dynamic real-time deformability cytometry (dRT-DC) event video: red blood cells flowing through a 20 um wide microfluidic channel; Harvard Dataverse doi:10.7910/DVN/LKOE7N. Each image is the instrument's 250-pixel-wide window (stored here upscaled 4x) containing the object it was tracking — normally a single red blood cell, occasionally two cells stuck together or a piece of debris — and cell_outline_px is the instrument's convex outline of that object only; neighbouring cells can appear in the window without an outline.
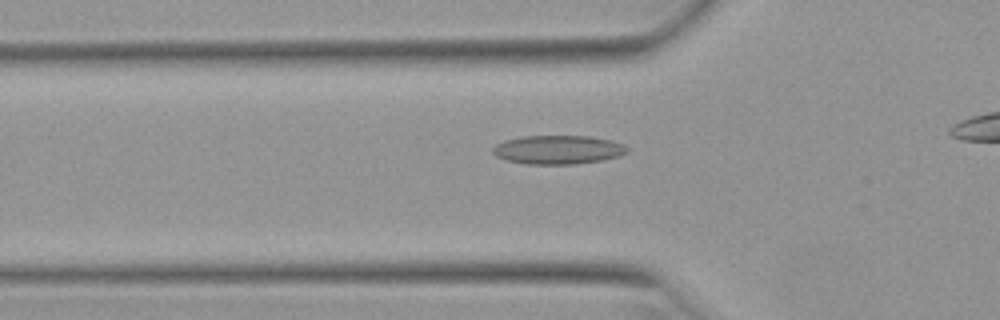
{"species": "Egyptian fruit bat (a non-hibernating species)", "species_latin": "Rousettus aegyptiacus", "temperature_condition": "warm", "stored_images_in_passage": 37, "camera_frame_rate_fps": 3000, "um_per_image_px": 0.085, "animal": {"sex": "female"}, "frame": {"image": 1, "passage_image": 12, "time_ms": 3.667, "image_size_px": [1000, 320], "cell_outline_px": [[628, 152], [620, 156], [604, 160], [576, 164], [524, 164], [504, 160], [496, 156], [492, 152], [492, 148], [496, 144], [504, 140], [520, 136], [588, 136], [612, 140], [624, 144], [628, 148]], "centroid_in_image_um": [47.43, 12.73], "position_along_channel_um": 78.4, "area_um2": 22.89}}
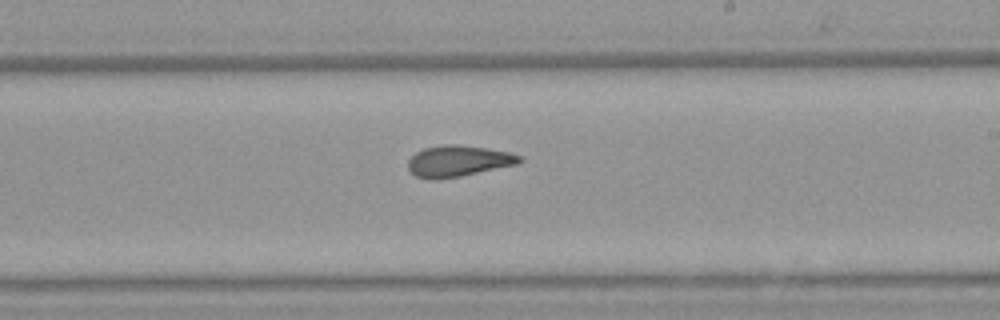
{"frame": {"image": 2, "passage_image": 25, "time_ms": 8.0, "image_size_px": [1000, 320], "cell_outline_px": [[524, 160], [520, 164], [460, 176], [436, 180], [428, 180], [416, 176], [408, 168], [408, 160], [416, 152], [424, 148], [444, 144], [456, 144], [488, 148], [512, 152], [520, 156]], "centroid_in_image_um": [38.99, 13.69], "position_along_channel_um": 250.0, "area_um2": 20.52}}
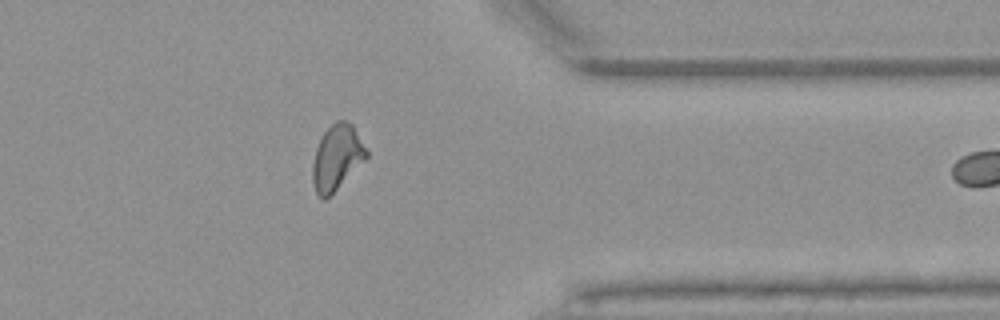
{"frame": {"image": 3, "passage_image": 36, "time_ms": 11.667, "image_size_px": [1000, 320], "cell_outline_px": [[368, 156], [324, 200], [316, 192], [312, 180], [312, 164], [316, 148], [324, 132], [336, 120], [344, 120], [352, 124], [368, 152]], "centroid_in_image_um": [28.61, 13.35], "position_along_channel_um": 382.8, "area_um2": 19.83}}